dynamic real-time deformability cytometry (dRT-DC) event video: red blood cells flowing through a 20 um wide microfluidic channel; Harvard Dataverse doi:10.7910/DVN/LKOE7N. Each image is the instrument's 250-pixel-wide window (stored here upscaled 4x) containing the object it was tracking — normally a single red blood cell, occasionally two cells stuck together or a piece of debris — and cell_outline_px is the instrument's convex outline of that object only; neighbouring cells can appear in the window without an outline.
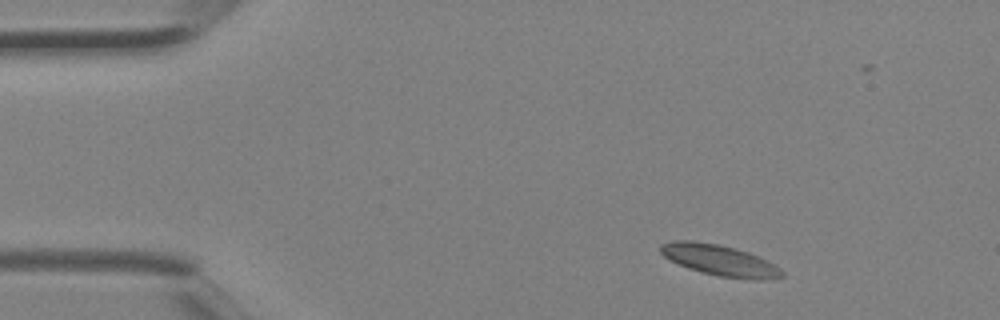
{"species": "Egyptian fruit bat (a non-hibernating species)", "species_latin": "Rousettus aegyptiacus", "temperature_condition": "room temperature", "stored_images_in_passage": 3, "camera_frame_rate_fps": 3000, "um_per_image_px": 0.085, "animal": {"sex": "female"}, "frame": {"image": 1, "passage_image": 1, "time_ms": 0.0, "image_size_px": [1000, 320], "cell_outline_px": [[784, 276], [764, 280], [720, 276], [688, 268], [664, 256], [660, 252], [660, 244], [676, 240], [692, 240], [716, 244], [748, 252], [768, 260], [780, 268], [784, 272]], "centroid_in_image_um": [61.19, 22.11], "position_along_channel_um": 23.8, "area_um2": 21.5}}
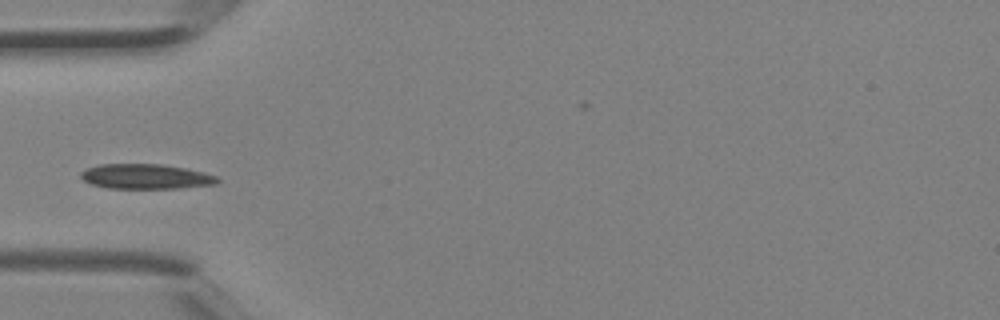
{"frame": {"image": 2, "passage_image": 3, "time_ms": 0.667, "image_size_px": [1000, 320], "cell_outline_px": [[220, 180], [216, 184], [180, 188], [108, 188], [92, 184], [84, 180], [80, 176], [80, 172], [84, 168], [100, 164], [160, 164], [188, 168], [204, 172], [216, 176]], "centroid_in_image_um": [12.39, 14.99], "position_along_channel_um": 72.6, "area_um2": 19.94}}